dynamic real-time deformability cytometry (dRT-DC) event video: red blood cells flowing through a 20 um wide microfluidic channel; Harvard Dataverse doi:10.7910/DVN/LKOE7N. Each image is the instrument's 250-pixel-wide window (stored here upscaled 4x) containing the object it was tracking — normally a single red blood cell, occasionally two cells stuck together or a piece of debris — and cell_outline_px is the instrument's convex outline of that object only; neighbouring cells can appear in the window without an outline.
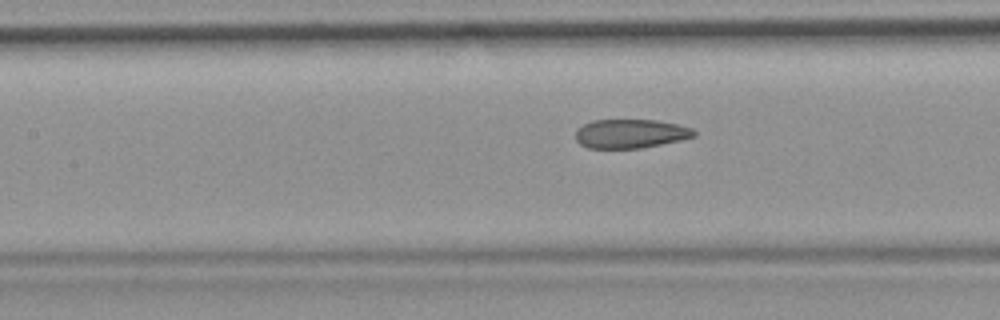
{"species": "common noctule bat (a hibernating species)", "species_latin": "Nyctalus noctula", "temperature_condition": "room temperature", "stored_images_in_passage": 42, "camera_frame_rate_fps": 3000, "um_per_image_px": 0.085, "animal": {"sex": "female", "body_mass_g": 19.9}, "frame": {"image": 1, "passage_image": 24, "time_ms": 7.667, "image_size_px": [1000, 320], "cell_outline_px": [[696, 136], [680, 140], [640, 148], [588, 148], [580, 144], [576, 140], [576, 128], [592, 120], [656, 120], [676, 124], [692, 128], [696, 132]], "centroid_in_image_um": [53.57, 11.36], "position_along_channel_um": 153.8, "area_um2": 19.94}}